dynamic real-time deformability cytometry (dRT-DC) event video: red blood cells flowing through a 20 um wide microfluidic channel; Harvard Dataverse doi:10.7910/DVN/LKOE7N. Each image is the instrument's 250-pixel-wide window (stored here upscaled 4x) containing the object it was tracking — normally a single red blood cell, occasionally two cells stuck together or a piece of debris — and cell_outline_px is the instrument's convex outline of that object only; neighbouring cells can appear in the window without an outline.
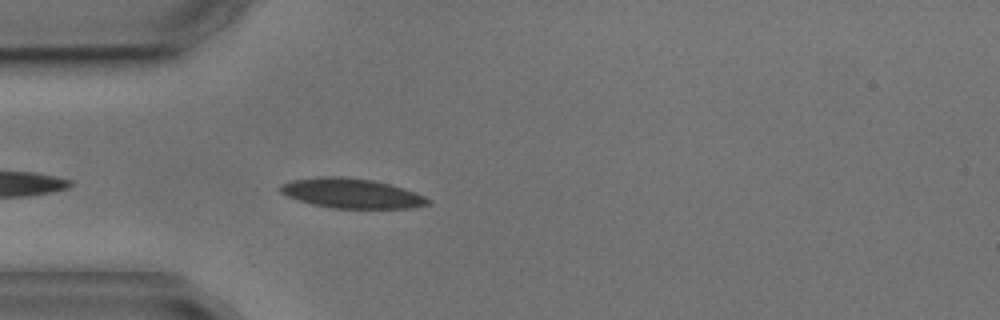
{"species": "common noctule bat (a hibernating species)", "species_latin": "Nyctalus noctula", "temperature_condition": "cold", "stored_images_in_passage": 4, "camera_frame_rate_fps": 3000, "um_per_image_px": 0.085, "animal": {"sex": "male", "body_mass_g": 17.9, "forearm_length_mm": 54.2}, "frame": {"image": 1, "passage_image": 4, "time_ms": 4.333, "image_size_px": [1000, 320], "cell_outline_px": [[432, 200], [428, 204], [412, 208], [332, 208], [312, 204], [288, 196], [280, 192], [280, 184], [292, 180], [320, 176], [340, 176], [372, 180], [388, 184], [416, 192]], "centroid_in_image_um": [29.88, 16.43], "position_along_channel_um": 55.1, "area_um2": 25.43}}